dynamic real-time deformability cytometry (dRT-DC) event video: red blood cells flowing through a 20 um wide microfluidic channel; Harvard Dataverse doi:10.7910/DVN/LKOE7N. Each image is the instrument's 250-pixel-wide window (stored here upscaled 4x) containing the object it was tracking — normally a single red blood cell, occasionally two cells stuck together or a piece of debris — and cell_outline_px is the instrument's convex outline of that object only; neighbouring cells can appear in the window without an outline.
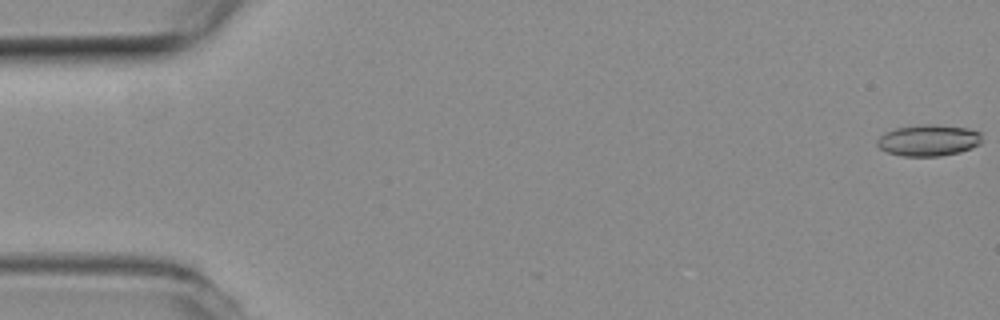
{"species": "common noctule bat (a hibernating species)", "species_latin": "Nyctalus noctula", "temperature_condition": "room temperature", "stored_images_in_passage": 54, "camera_frame_rate_fps": 3000, "um_per_image_px": 0.085, "animal": {"sex": "female", "body_mass_g": 19.3, "forearm_length_mm": 54.1}, "frame": {"image": 1, "passage_image": 1, "time_ms": 0.0, "image_size_px": [1000, 320], "cell_outline_px": [[980, 144], [972, 148], [960, 152], [940, 156], [900, 156], [888, 152], [880, 148], [876, 144], [876, 140], [884, 132], [896, 128], [920, 124], [932, 124], [968, 128], [980, 132]], "centroid_in_image_um": [78.9, 11.92], "position_along_channel_um": 6.1, "area_um2": 19.25}}
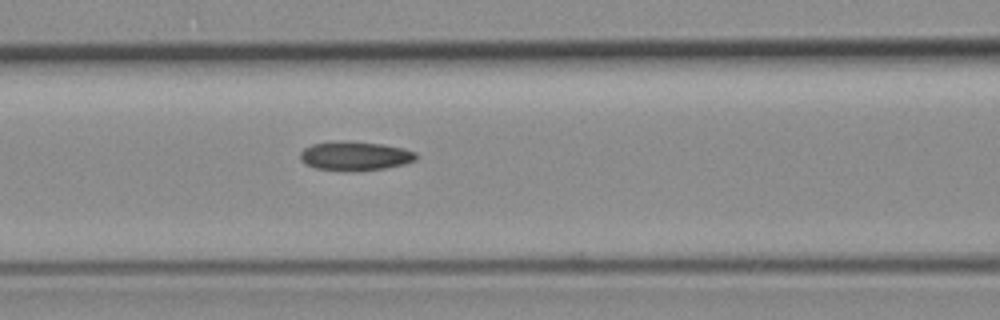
{"frame": {"image": 2, "passage_image": 23, "time_ms": 7.333, "image_size_px": [1000, 320], "cell_outline_px": [[416, 160], [404, 164], [384, 168], [356, 172], [352, 172], [316, 168], [304, 164], [300, 160], [300, 152], [304, 148], [312, 144], [340, 140], [348, 140], [384, 144], [404, 148], [416, 152]], "centroid_in_image_um": [30.16, 13.25], "position_along_channel_um": 136.4, "area_um2": 20.06}}
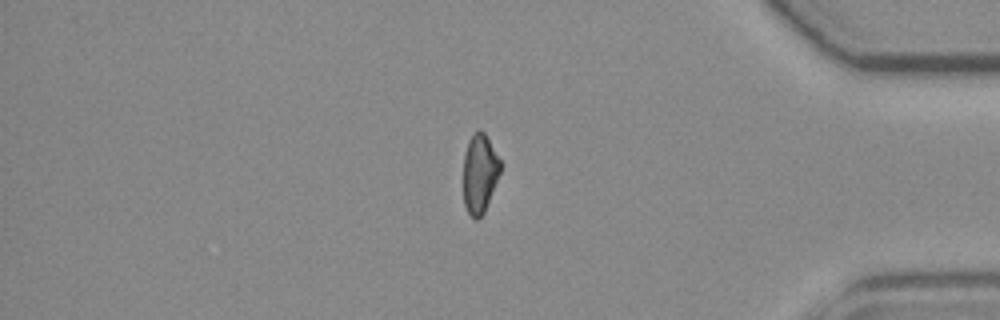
{"frame": {"image": 3, "passage_image": 46, "time_ms": 15.0, "image_size_px": [1000, 320], "cell_outline_px": [[500, 172], [484, 212], [476, 220], [468, 212], [464, 204], [464, 152], [468, 140], [480, 128], [484, 132], [500, 160]], "centroid_in_image_um": [40.76, 14.72], "position_along_channel_um": 394.4, "area_um2": 16.7}, "authors_computed_cell_mechanics": {"area_um2": 18.8717, "velocity_mm_per_s": 3.789, "shape_relaxation_time_tau1_ms": null, "shape_relaxation_time_tau2_ms": 4.4484, "deformation_change_tau1": null, "deformation_change_tau2": 0.1217}}